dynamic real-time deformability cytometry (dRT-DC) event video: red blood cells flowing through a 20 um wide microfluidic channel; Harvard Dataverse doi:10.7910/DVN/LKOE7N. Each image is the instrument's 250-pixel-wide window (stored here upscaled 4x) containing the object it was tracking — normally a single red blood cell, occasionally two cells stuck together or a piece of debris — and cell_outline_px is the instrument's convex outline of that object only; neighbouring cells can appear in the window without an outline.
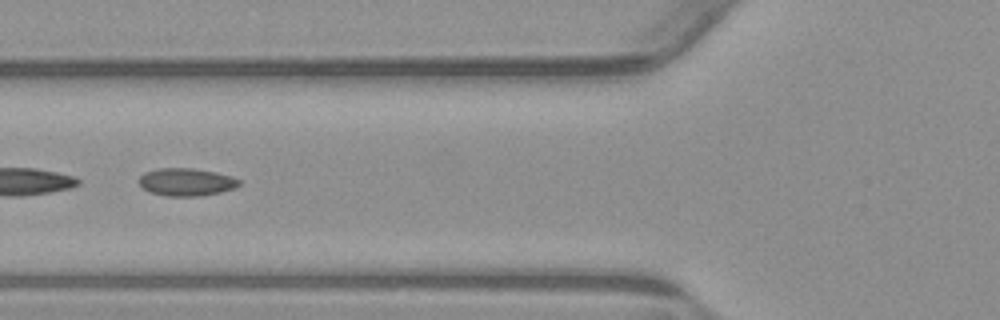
{"species": "common noctule bat (a hibernating species)", "species_latin": "Nyctalus noctula", "temperature_condition": "warm", "stored_images_in_passage": 46, "segment_of_instrument_passage": [2, 2], "camera_frame_rate_fps": 3000, "um_per_image_px": 0.085, "animal": {"sex": "male", "body_mass_g": 23.1, "forearm_length_mm": 52.7}, "frame": {"image": 1, "passage_image": 14, "time_ms": 4.333, "image_size_px": [1000, 320], "cell_outline_px": [[240, 184], [236, 188], [220, 192], [200, 196], [168, 196], [148, 192], [140, 184], [140, 176], [144, 172], [156, 168], [192, 168], [216, 172], [232, 176], [240, 180]], "centroid_in_image_um": [15.85, 15.47], "position_along_channel_um": 110.0, "area_um2": 16.24}}
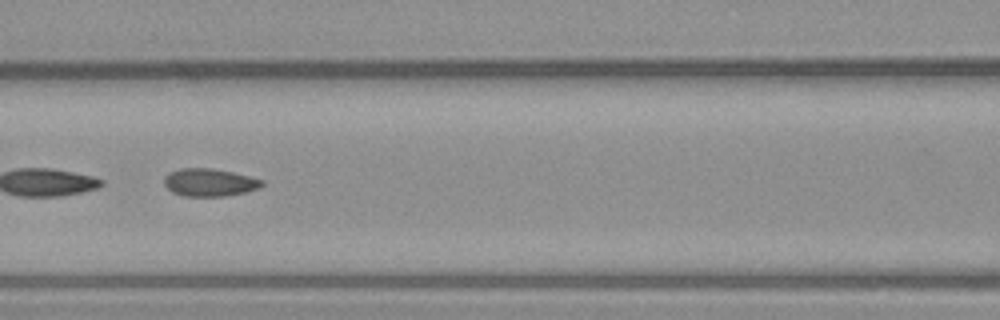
{"frame": {"image": 2, "passage_image": 17, "time_ms": 5.333, "image_size_px": [1000, 320], "cell_outline_px": [[264, 184], [260, 188], [244, 192], [224, 196], [184, 196], [172, 192], [164, 184], [164, 176], [168, 172], [180, 168], [212, 168], [232, 172], [264, 180]], "centroid_in_image_um": [17.79, 15.5], "position_along_channel_um": 148.8, "area_um2": 15.84}}
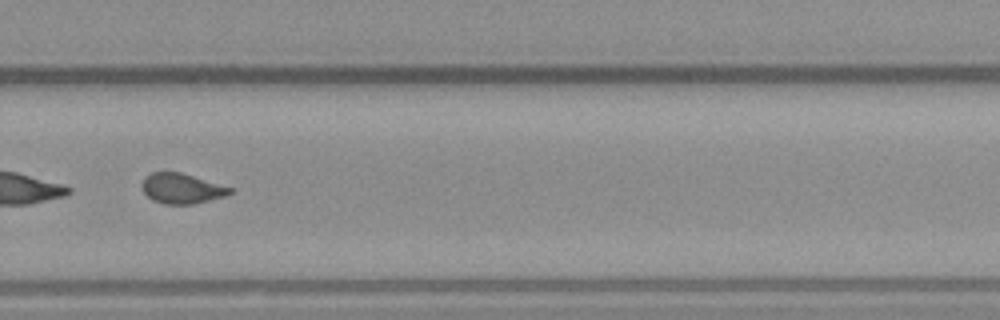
{"frame": {"image": 3, "passage_image": 30, "time_ms": 9.667, "image_size_px": [1000, 320], "cell_outline_px": [[232, 192], [224, 196], [192, 204], [164, 204], [152, 200], [140, 188], [140, 184], [144, 176], [152, 172], [180, 172], [232, 188]], "centroid_in_image_um": [15.37, 16.01], "position_along_channel_um": 314.4, "area_um2": 15.37}}